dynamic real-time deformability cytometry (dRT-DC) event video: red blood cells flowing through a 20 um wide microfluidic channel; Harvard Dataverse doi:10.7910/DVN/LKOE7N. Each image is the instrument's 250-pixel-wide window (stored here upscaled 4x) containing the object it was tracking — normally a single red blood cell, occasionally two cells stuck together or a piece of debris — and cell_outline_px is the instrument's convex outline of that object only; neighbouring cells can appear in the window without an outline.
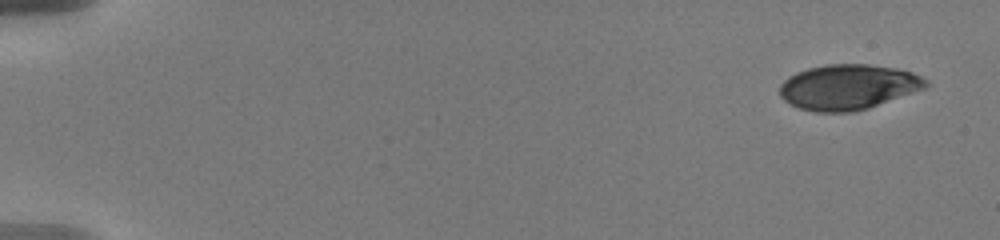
{"species": "human", "species_latin": "Homo sapiens", "temperature_condition": "warm", "stored_images_in_passage": 10, "camera_frame_rate_fps": 3000, "um_per_image_px": 0.085, "donor": {"sex": "male"}, "frame": {"image": 1, "passage_image": 1, "time_ms": 0.0, "image_size_px": [1000, 240], "cell_outline_px": [[928, 88], [868, 108], [852, 112], [816, 112], [800, 108], [784, 100], [780, 96], [780, 84], [788, 76], [796, 72], [808, 68], [828, 64], [868, 64], [896, 68], [912, 72], [928, 80]], "centroid_in_image_um": [72.12, 7.39], "position_along_channel_um": 12.9, "area_um2": 38.67}}
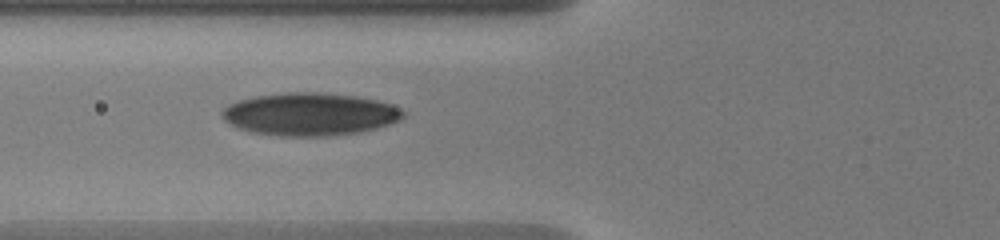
{"frame": {"image": 2, "passage_image": 9, "time_ms": 6.667, "image_size_px": [1000, 240], "cell_outline_px": [[404, 116], [400, 120], [376, 128], [360, 132], [332, 136], [276, 136], [252, 132], [240, 128], [224, 120], [220, 112], [228, 104], [236, 100], [252, 96], [288, 92], [316, 92], [356, 96], [376, 100], [388, 104], [404, 112]], "centroid_in_image_um": [26.28, 9.71], "position_along_channel_um": 99.5, "area_um2": 45.08}}
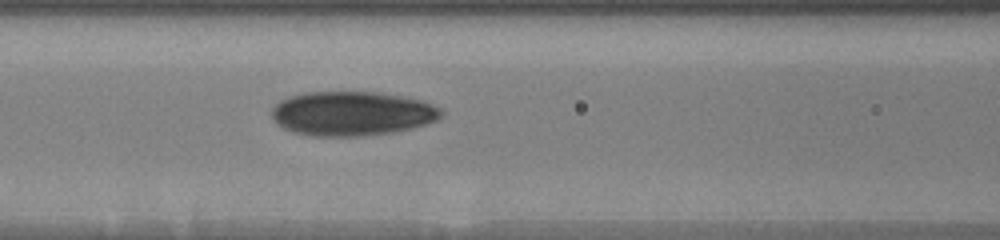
{"frame": {"image": 3, "passage_image": 10, "time_ms": 7.667, "image_size_px": [1000, 240], "cell_outline_px": [[444, 112], [436, 120], [428, 124], [412, 128], [392, 132], [364, 136], [308, 136], [292, 132], [276, 124], [272, 120], [272, 108], [280, 100], [292, 96], [308, 92], [380, 92], [424, 100], [440, 108]], "centroid_in_image_um": [29.92, 9.65], "position_along_channel_um": 136.7, "area_um2": 44.1}}